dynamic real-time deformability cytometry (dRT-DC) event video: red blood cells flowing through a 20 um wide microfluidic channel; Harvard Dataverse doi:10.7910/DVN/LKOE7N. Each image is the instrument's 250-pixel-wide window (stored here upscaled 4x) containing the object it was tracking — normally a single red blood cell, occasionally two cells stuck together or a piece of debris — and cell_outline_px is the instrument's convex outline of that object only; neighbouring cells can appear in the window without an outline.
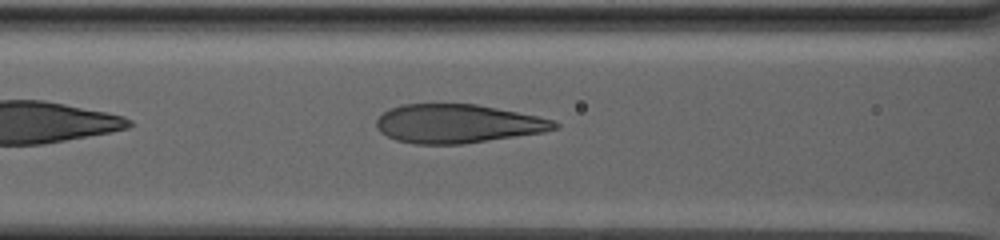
{"species": "human", "species_latin": "Homo sapiens", "temperature_condition": "warm", "stored_images_in_passage": 29, "camera_frame_rate_fps": 3000, "um_per_image_px": 0.085, "donor": {"sex": "male"}, "frame": {"image": 1, "passage_image": 9, "time_ms": 2.667, "image_size_px": [1000, 240], "cell_outline_px": [[560, 128], [544, 132], [464, 144], [416, 144], [396, 140], [380, 132], [376, 128], [376, 120], [384, 112], [400, 104], [476, 104], [536, 116], [552, 120], [560, 124]], "centroid_in_image_um": [38.89, 10.52], "position_along_channel_um": 127.7, "area_um2": 40.06}}
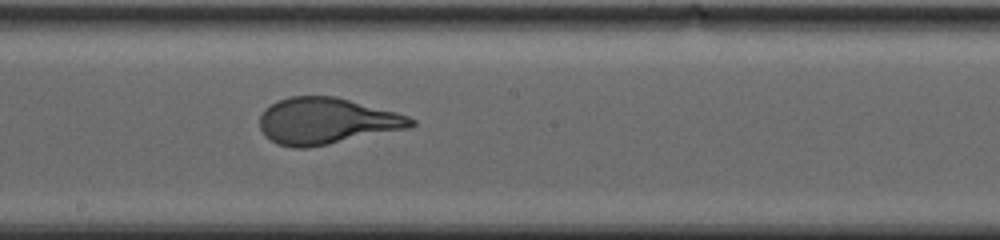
{"frame": {"image": 2, "passage_image": 20, "time_ms": 6.333, "image_size_px": [1000, 240], "cell_outline_px": [[416, 124], [408, 128], [328, 144], [304, 148], [292, 148], [276, 144], [264, 136], [260, 128], [260, 116], [264, 108], [276, 100], [288, 96], [336, 96], [396, 112], [408, 116], [416, 120]], "centroid_in_image_um": [27.71, 10.28], "position_along_channel_um": 220.5, "area_um2": 41.04}}
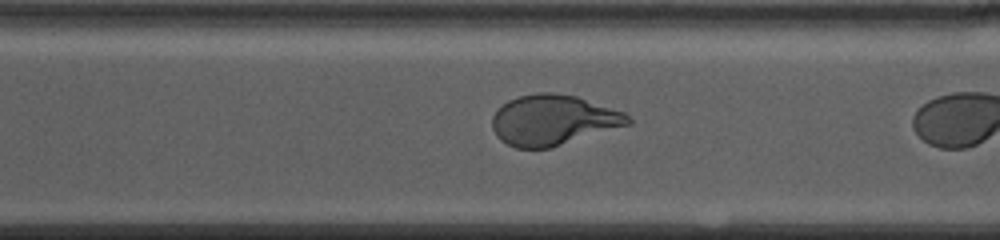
{"frame": {"image": 3, "passage_image": 28, "time_ms": 9.0, "image_size_px": [1000, 240], "cell_outline_px": [[632, 124], [548, 148], [516, 148], [500, 140], [496, 136], [492, 128], [492, 116], [508, 100], [520, 96], [540, 92], [552, 92], [576, 96], [624, 112], [632, 120]], "centroid_in_image_um": [47.02, 10.21], "position_along_channel_um": 323.6, "area_um2": 39.59}}